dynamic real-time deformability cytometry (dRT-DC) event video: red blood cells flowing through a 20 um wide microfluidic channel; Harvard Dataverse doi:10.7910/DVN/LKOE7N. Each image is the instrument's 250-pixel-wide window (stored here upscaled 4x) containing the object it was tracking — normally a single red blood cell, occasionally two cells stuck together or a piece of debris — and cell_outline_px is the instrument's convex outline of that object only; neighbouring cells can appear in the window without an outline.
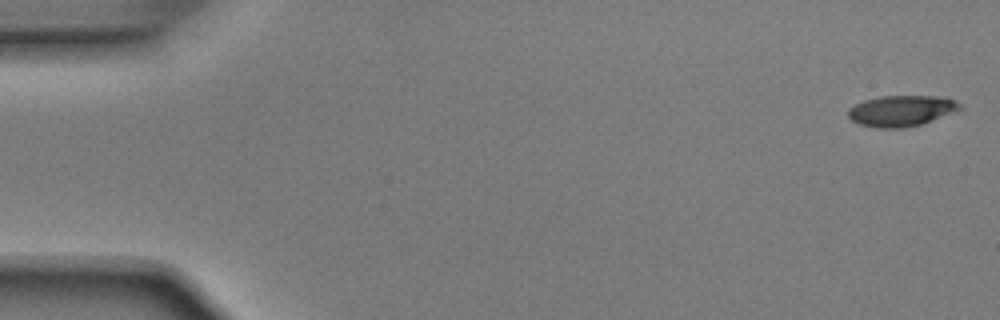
{"species": "Egyptian fruit bat (a non-hibernating species)", "species_latin": "Rousettus aegyptiacus", "temperature_condition": "room temperature", "stored_images_in_passage": 5, "camera_frame_rate_fps": 3000, "um_per_image_px": 0.085, "animal": {"sex": "male"}, "frame": {"image": 1, "passage_image": 1, "time_ms": 0.0, "image_size_px": [1000, 320], "cell_outline_px": [[964, 108], [924, 124], [904, 128], [876, 128], [860, 124], [852, 120], [848, 116], [848, 108], [864, 100], [880, 96], [936, 96], [956, 100]], "centroid_in_image_um": [76.64, 9.42], "position_along_channel_um": 8.4, "area_um2": 20.29}}
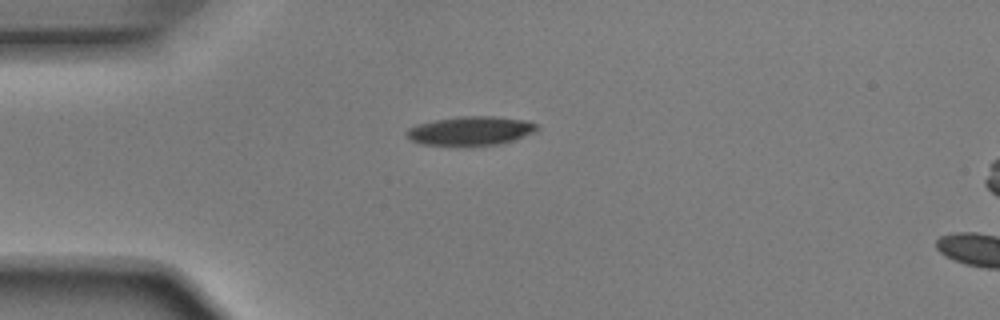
{"frame": {"image": 2, "passage_image": 4, "time_ms": 1.0, "image_size_px": [1000, 320], "cell_outline_px": [[540, 128], [536, 132], [500, 144], [464, 148], [420, 144], [404, 136], [404, 132], [408, 128], [416, 124], [436, 120], [460, 116], [492, 116], [524, 120], [536, 124]], "centroid_in_image_um": [39.94, 11.16], "position_along_channel_um": 45.1, "area_um2": 22.77}}